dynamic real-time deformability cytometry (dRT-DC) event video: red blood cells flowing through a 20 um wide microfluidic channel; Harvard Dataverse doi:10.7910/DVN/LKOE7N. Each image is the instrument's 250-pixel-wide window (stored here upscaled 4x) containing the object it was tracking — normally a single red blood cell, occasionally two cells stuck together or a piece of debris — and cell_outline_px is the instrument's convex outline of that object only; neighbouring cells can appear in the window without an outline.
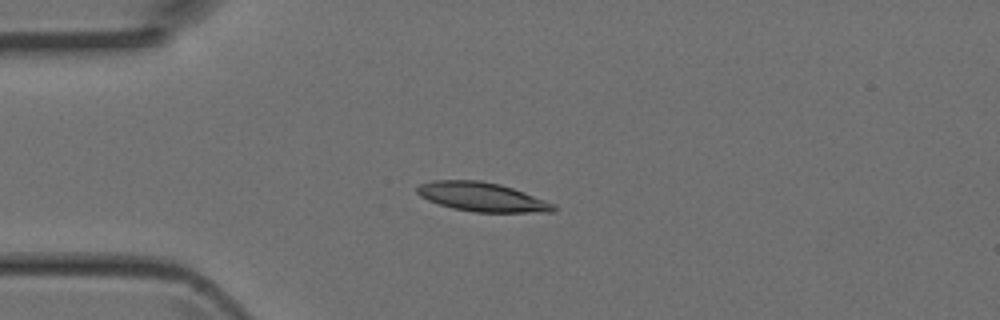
{"species": "Egyptian fruit bat (a non-hibernating species)", "species_latin": "Rousettus aegyptiacus", "temperature_condition": "room temperature", "stored_images_in_passage": 3, "camera_frame_rate_fps": 3000, "um_per_image_px": 0.085, "animal": {"sex": "female"}, "frame": {"image": 1, "passage_image": 2, "time_ms": 0.333, "image_size_px": [1000, 320], "cell_outline_px": [[556, 212], [472, 212], [452, 208], [428, 200], [420, 196], [416, 192], [416, 188], [420, 184], [432, 180], [480, 180], [500, 184], [524, 192], [556, 204]], "centroid_in_image_um": [40.98, 16.74], "position_along_channel_um": 44.0, "area_um2": 23.18}}